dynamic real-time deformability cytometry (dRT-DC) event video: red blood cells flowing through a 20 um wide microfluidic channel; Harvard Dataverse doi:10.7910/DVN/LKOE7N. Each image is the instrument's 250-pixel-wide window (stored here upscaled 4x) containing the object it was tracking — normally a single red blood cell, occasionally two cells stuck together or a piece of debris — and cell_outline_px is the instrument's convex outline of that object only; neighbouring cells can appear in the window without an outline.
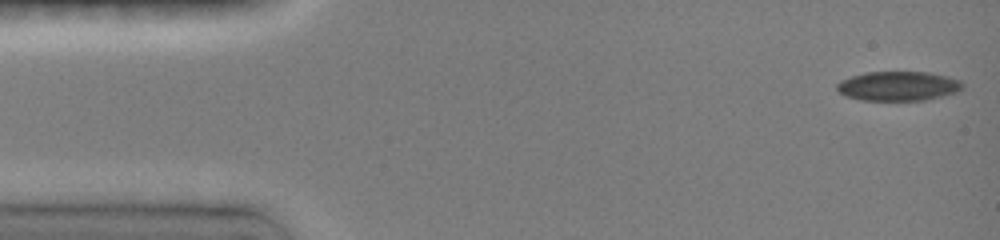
{"species": "common noctule bat (a hibernating species)", "species_latin": "Nyctalus noctula", "temperature_condition": "room temperature", "stored_images_in_passage": 26, "camera_frame_rate_fps": 3000, "um_per_image_px": 0.085, "animal": {"sex": "female", "body_mass_g": 19.0, "forearm_length_mm": 51.5}, "frame": {"image": 1, "passage_image": 1, "time_ms": 0.0, "image_size_px": [1000, 240], "cell_outline_px": [[964, 88], [956, 92], [924, 100], [860, 100], [844, 96], [836, 88], [836, 84], [840, 80], [864, 72], [928, 72], [948, 76], [960, 80], [964, 84]], "centroid_in_image_um": [76.34, 7.31], "position_along_channel_um": 8.7, "area_um2": 21.62}}
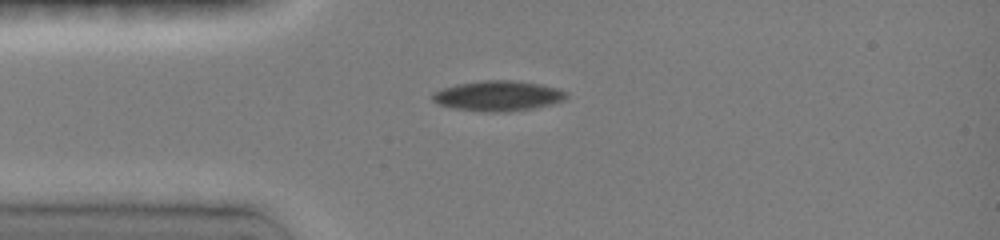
{"frame": {"image": 2, "passage_image": 9, "time_ms": 2.667, "image_size_px": [1000, 240], "cell_outline_px": [[568, 96], [564, 100], [552, 104], [532, 108], [508, 112], [484, 112], [452, 108], [440, 104], [432, 100], [432, 96], [436, 92], [444, 88], [460, 84], [488, 80], [512, 80], [536, 84], [556, 88], [568, 92]], "centroid_in_image_um": [42.36, 8.17], "position_along_channel_um": 42.6, "area_um2": 23.24}}
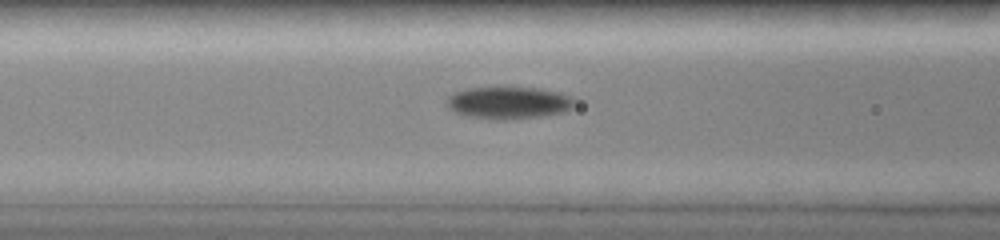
{"frame": {"image": 3, "passage_image": 16, "time_ms": 5.0, "image_size_px": [1000, 240], "cell_outline_px": [[576, 104], [572, 108], [560, 112], [544, 116], [508, 120], [488, 120], [464, 116], [452, 112], [448, 108], [448, 96], [456, 92], [468, 88], [532, 88], [556, 92], [568, 96]], "centroid_in_image_um": [43.16, 8.77], "position_along_channel_um": 123.4, "area_um2": 23.87}}